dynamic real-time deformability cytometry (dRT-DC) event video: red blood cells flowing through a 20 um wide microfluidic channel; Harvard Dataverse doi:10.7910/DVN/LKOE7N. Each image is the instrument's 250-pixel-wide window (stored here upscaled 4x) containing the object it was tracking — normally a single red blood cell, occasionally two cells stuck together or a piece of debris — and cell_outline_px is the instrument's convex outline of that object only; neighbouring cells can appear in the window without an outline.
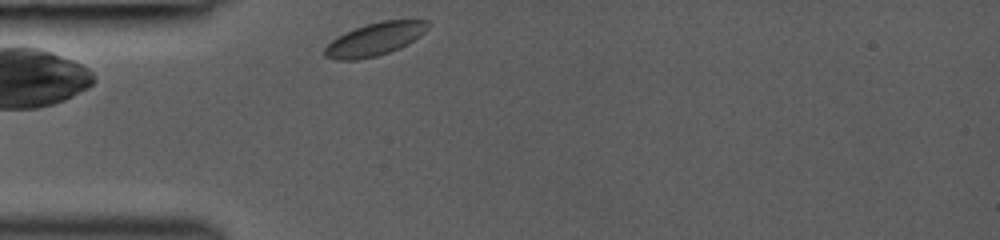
{"species": "common noctule bat (a hibernating species)", "species_latin": "Nyctalus noctula", "temperature_condition": "room temperature", "stored_images_in_passage": 32, "camera_frame_rate_fps": 3000, "um_per_image_px": 0.085, "animal": {"sex": "female", "body_mass_g": 19.0, "forearm_length_mm": 53.3}, "frame": {"image": 1, "passage_image": 1, "time_ms": 0.0, "image_size_px": [1000, 240], "cell_outline_px": [[428, 28], [420, 36], [400, 48], [376, 56], [356, 60], [336, 60], [324, 56], [324, 48], [336, 36], [344, 32], [368, 24], [384, 20], [428, 20]], "centroid_in_image_um": [31.83, 3.34], "position_along_channel_um": 53.2, "area_um2": 19.65}}
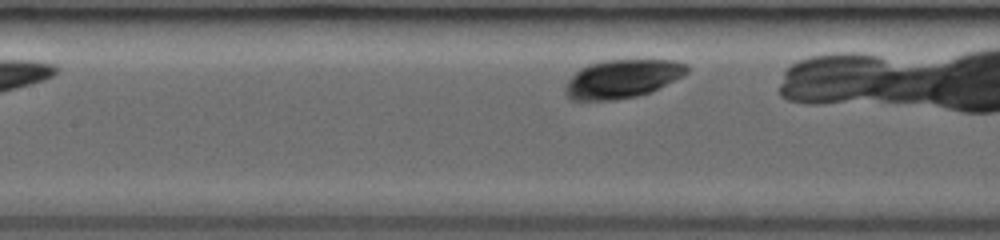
{"frame": {"image": 2, "passage_image": 7, "time_ms": 1.0, "image_size_px": [1000, 240], "cell_outline_px": [[688, 72], [684, 76], [652, 92], [636, 96], [616, 100], [572, 100], [564, 92], [564, 84], [580, 68], [588, 64], [604, 60], [676, 60], [688, 64]], "centroid_in_image_um": [52.91, 6.7], "position_along_channel_um": 154.5, "area_um2": 27.57}}